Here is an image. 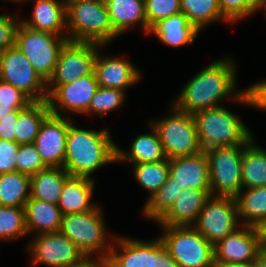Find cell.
<instances>
[{
    "instance_id": "obj_1",
    "label": "cell",
    "mask_w": 266,
    "mask_h": 267,
    "mask_svg": "<svg viewBox=\"0 0 266 267\" xmlns=\"http://www.w3.org/2000/svg\"><path fill=\"white\" fill-rule=\"evenodd\" d=\"M236 76L235 60L230 57L219 58L194 75L171 104L192 115L201 110L222 106L221 101L229 97V100L233 99L247 106L249 104L244 89L236 90Z\"/></svg>"
},
{
    "instance_id": "obj_2",
    "label": "cell",
    "mask_w": 266,
    "mask_h": 267,
    "mask_svg": "<svg viewBox=\"0 0 266 267\" xmlns=\"http://www.w3.org/2000/svg\"><path fill=\"white\" fill-rule=\"evenodd\" d=\"M108 163H116V144L108 128L80 129L72 121L65 145L63 168L66 172L70 176L94 180L91 174Z\"/></svg>"
},
{
    "instance_id": "obj_3",
    "label": "cell",
    "mask_w": 266,
    "mask_h": 267,
    "mask_svg": "<svg viewBox=\"0 0 266 267\" xmlns=\"http://www.w3.org/2000/svg\"><path fill=\"white\" fill-rule=\"evenodd\" d=\"M66 28L70 41L106 46L119 37L111 24L105 0H66Z\"/></svg>"
},
{
    "instance_id": "obj_4",
    "label": "cell",
    "mask_w": 266,
    "mask_h": 267,
    "mask_svg": "<svg viewBox=\"0 0 266 267\" xmlns=\"http://www.w3.org/2000/svg\"><path fill=\"white\" fill-rule=\"evenodd\" d=\"M193 117L202 151L216 147L246 145L254 136L240 117L225 106L198 111Z\"/></svg>"
},
{
    "instance_id": "obj_5",
    "label": "cell",
    "mask_w": 266,
    "mask_h": 267,
    "mask_svg": "<svg viewBox=\"0 0 266 267\" xmlns=\"http://www.w3.org/2000/svg\"><path fill=\"white\" fill-rule=\"evenodd\" d=\"M101 206L84 213L62 215L59 232L73 242L85 256L107 259L113 239L107 238ZM110 243H109V242Z\"/></svg>"
},
{
    "instance_id": "obj_6",
    "label": "cell",
    "mask_w": 266,
    "mask_h": 267,
    "mask_svg": "<svg viewBox=\"0 0 266 267\" xmlns=\"http://www.w3.org/2000/svg\"><path fill=\"white\" fill-rule=\"evenodd\" d=\"M168 116L150 120L157 131L167 159L193 156L202 151L192 114L178 110L173 104Z\"/></svg>"
},
{
    "instance_id": "obj_7",
    "label": "cell",
    "mask_w": 266,
    "mask_h": 267,
    "mask_svg": "<svg viewBox=\"0 0 266 267\" xmlns=\"http://www.w3.org/2000/svg\"><path fill=\"white\" fill-rule=\"evenodd\" d=\"M160 228L159 238L179 267L214 266V246L193 226Z\"/></svg>"
},
{
    "instance_id": "obj_8",
    "label": "cell",
    "mask_w": 266,
    "mask_h": 267,
    "mask_svg": "<svg viewBox=\"0 0 266 267\" xmlns=\"http://www.w3.org/2000/svg\"><path fill=\"white\" fill-rule=\"evenodd\" d=\"M67 41V36L36 31L21 22L15 36V45L46 82L52 77L60 51Z\"/></svg>"
},
{
    "instance_id": "obj_9",
    "label": "cell",
    "mask_w": 266,
    "mask_h": 267,
    "mask_svg": "<svg viewBox=\"0 0 266 267\" xmlns=\"http://www.w3.org/2000/svg\"><path fill=\"white\" fill-rule=\"evenodd\" d=\"M245 145L224 146L206 152L211 196L235 198L243 189L242 154Z\"/></svg>"
},
{
    "instance_id": "obj_10",
    "label": "cell",
    "mask_w": 266,
    "mask_h": 267,
    "mask_svg": "<svg viewBox=\"0 0 266 267\" xmlns=\"http://www.w3.org/2000/svg\"><path fill=\"white\" fill-rule=\"evenodd\" d=\"M0 79L20 90L32 102L48 99L47 82L16 45L2 52Z\"/></svg>"
},
{
    "instance_id": "obj_11",
    "label": "cell",
    "mask_w": 266,
    "mask_h": 267,
    "mask_svg": "<svg viewBox=\"0 0 266 267\" xmlns=\"http://www.w3.org/2000/svg\"><path fill=\"white\" fill-rule=\"evenodd\" d=\"M240 225L236 199L211 196L193 227L214 246Z\"/></svg>"
},
{
    "instance_id": "obj_12",
    "label": "cell",
    "mask_w": 266,
    "mask_h": 267,
    "mask_svg": "<svg viewBox=\"0 0 266 267\" xmlns=\"http://www.w3.org/2000/svg\"><path fill=\"white\" fill-rule=\"evenodd\" d=\"M97 89L98 82L95 72L69 84H47V101L50 112L69 118L71 112L84 115L89 109L91 99ZM66 114L69 115L66 116Z\"/></svg>"
},
{
    "instance_id": "obj_13",
    "label": "cell",
    "mask_w": 266,
    "mask_h": 267,
    "mask_svg": "<svg viewBox=\"0 0 266 267\" xmlns=\"http://www.w3.org/2000/svg\"><path fill=\"white\" fill-rule=\"evenodd\" d=\"M103 45L68 40L62 47L55 71L47 84H69L94 72L96 56Z\"/></svg>"
},
{
    "instance_id": "obj_14",
    "label": "cell",
    "mask_w": 266,
    "mask_h": 267,
    "mask_svg": "<svg viewBox=\"0 0 266 267\" xmlns=\"http://www.w3.org/2000/svg\"><path fill=\"white\" fill-rule=\"evenodd\" d=\"M28 244L31 263L62 267L79 262L85 254L60 232L34 235Z\"/></svg>"
},
{
    "instance_id": "obj_15",
    "label": "cell",
    "mask_w": 266,
    "mask_h": 267,
    "mask_svg": "<svg viewBox=\"0 0 266 267\" xmlns=\"http://www.w3.org/2000/svg\"><path fill=\"white\" fill-rule=\"evenodd\" d=\"M261 252L258 228L241 224L214 245V263L252 264Z\"/></svg>"
},
{
    "instance_id": "obj_16",
    "label": "cell",
    "mask_w": 266,
    "mask_h": 267,
    "mask_svg": "<svg viewBox=\"0 0 266 267\" xmlns=\"http://www.w3.org/2000/svg\"><path fill=\"white\" fill-rule=\"evenodd\" d=\"M112 238L114 243L106 259L112 266L159 267V237L149 241L117 235Z\"/></svg>"
},
{
    "instance_id": "obj_17",
    "label": "cell",
    "mask_w": 266,
    "mask_h": 267,
    "mask_svg": "<svg viewBox=\"0 0 266 267\" xmlns=\"http://www.w3.org/2000/svg\"><path fill=\"white\" fill-rule=\"evenodd\" d=\"M71 117L50 113L43 121L34 145L47 167H63L66 137Z\"/></svg>"
},
{
    "instance_id": "obj_18",
    "label": "cell",
    "mask_w": 266,
    "mask_h": 267,
    "mask_svg": "<svg viewBox=\"0 0 266 267\" xmlns=\"http://www.w3.org/2000/svg\"><path fill=\"white\" fill-rule=\"evenodd\" d=\"M99 50L95 63L94 72L98 87H107L127 91L141 80V73L129 59L123 57L102 56ZM138 68V69H137Z\"/></svg>"
},
{
    "instance_id": "obj_19",
    "label": "cell",
    "mask_w": 266,
    "mask_h": 267,
    "mask_svg": "<svg viewBox=\"0 0 266 267\" xmlns=\"http://www.w3.org/2000/svg\"><path fill=\"white\" fill-rule=\"evenodd\" d=\"M169 176L184 189H210V172L205 151L169 160Z\"/></svg>"
},
{
    "instance_id": "obj_20",
    "label": "cell",
    "mask_w": 266,
    "mask_h": 267,
    "mask_svg": "<svg viewBox=\"0 0 266 267\" xmlns=\"http://www.w3.org/2000/svg\"><path fill=\"white\" fill-rule=\"evenodd\" d=\"M210 197V189H184L172 208L157 224L160 227L193 226Z\"/></svg>"
},
{
    "instance_id": "obj_21",
    "label": "cell",
    "mask_w": 266,
    "mask_h": 267,
    "mask_svg": "<svg viewBox=\"0 0 266 267\" xmlns=\"http://www.w3.org/2000/svg\"><path fill=\"white\" fill-rule=\"evenodd\" d=\"M30 20L21 19L26 27L58 36H67L66 0H34Z\"/></svg>"
},
{
    "instance_id": "obj_22",
    "label": "cell",
    "mask_w": 266,
    "mask_h": 267,
    "mask_svg": "<svg viewBox=\"0 0 266 267\" xmlns=\"http://www.w3.org/2000/svg\"><path fill=\"white\" fill-rule=\"evenodd\" d=\"M95 180L70 176L63 185L57 206L62 215L94 210L98 204L91 202Z\"/></svg>"
},
{
    "instance_id": "obj_23",
    "label": "cell",
    "mask_w": 266,
    "mask_h": 267,
    "mask_svg": "<svg viewBox=\"0 0 266 267\" xmlns=\"http://www.w3.org/2000/svg\"><path fill=\"white\" fill-rule=\"evenodd\" d=\"M151 133L140 134L133 139L128 151L116 145V162L141 164L166 160V155L157 131L149 123Z\"/></svg>"
},
{
    "instance_id": "obj_24",
    "label": "cell",
    "mask_w": 266,
    "mask_h": 267,
    "mask_svg": "<svg viewBox=\"0 0 266 267\" xmlns=\"http://www.w3.org/2000/svg\"><path fill=\"white\" fill-rule=\"evenodd\" d=\"M114 31L120 36L140 24L148 34L145 0H105Z\"/></svg>"
},
{
    "instance_id": "obj_25",
    "label": "cell",
    "mask_w": 266,
    "mask_h": 267,
    "mask_svg": "<svg viewBox=\"0 0 266 267\" xmlns=\"http://www.w3.org/2000/svg\"><path fill=\"white\" fill-rule=\"evenodd\" d=\"M199 30L190 24L183 13H179L156 23L149 34H154L161 43L171 47L193 44Z\"/></svg>"
},
{
    "instance_id": "obj_26",
    "label": "cell",
    "mask_w": 266,
    "mask_h": 267,
    "mask_svg": "<svg viewBox=\"0 0 266 267\" xmlns=\"http://www.w3.org/2000/svg\"><path fill=\"white\" fill-rule=\"evenodd\" d=\"M24 211L28 235L59 232L62 214L56 204L30 197Z\"/></svg>"
},
{
    "instance_id": "obj_27",
    "label": "cell",
    "mask_w": 266,
    "mask_h": 267,
    "mask_svg": "<svg viewBox=\"0 0 266 267\" xmlns=\"http://www.w3.org/2000/svg\"><path fill=\"white\" fill-rule=\"evenodd\" d=\"M69 177L63 167H47L31 175L30 197L57 205L63 185Z\"/></svg>"
},
{
    "instance_id": "obj_28",
    "label": "cell",
    "mask_w": 266,
    "mask_h": 267,
    "mask_svg": "<svg viewBox=\"0 0 266 267\" xmlns=\"http://www.w3.org/2000/svg\"><path fill=\"white\" fill-rule=\"evenodd\" d=\"M235 199L240 224L258 228L266 221V186L242 189Z\"/></svg>"
},
{
    "instance_id": "obj_29",
    "label": "cell",
    "mask_w": 266,
    "mask_h": 267,
    "mask_svg": "<svg viewBox=\"0 0 266 267\" xmlns=\"http://www.w3.org/2000/svg\"><path fill=\"white\" fill-rule=\"evenodd\" d=\"M252 138L242 154V184L243 189L266 186V150L256 145Z\"/></svg>"
},
{
    "instance_id": "obj_30",
    "label": "cell",
    "mask_w": 266,
    "mask_h": 267,
    "mask_svg": "<svg viewBox=\"0 0 266 267\" xmlns=\"http://www.w3.org/2000/svg\"><path fill=\"white\" fill-rule=\"evenodd\" d=\"M48 101L32 102L26 108L19 110L16 122L15 142L32 144L44 119L50 114Z\"/></svg>"
},
{
    "instance_id": "obj_31",
    "label": "cell",
    "mask_w": 266,
    "mask_h": 267,
    "mask_svg": "<svg viewBox=\"0 0 266 267\" xmlns=\"http://www.w3.org/2000/svg\"><path fill=\"white\" fill-rule=\"evenodd\" d=\"M30 192V175L18 171L0 174V206L24 208Z\"/></svg>"
},
{
    "instance_id": "obj_32",
    "label": "cell",
    "mask_w": 266,
    "mask_h": 267,
    "mask_svg": "<svg viewBox=\"0 0 266 267\" xmlns=\"http://www.w3.org/2000/svg\"><path fill=\"white\" fill-rule=\"evenodd\" d=\"M183 188L168 176L166 182L144 204L143 216L157 223L174 205Z\"/></svg>"
},
{
    "instance_id": "obj_33",
    "label": "cell",
    "mask_w": 266,
    "mask_h": 267,
    "mask_svg": "<svg viewBox=\"0 0 266 267\" xmlns=\"http://www.w3.org/2000/svg\"><path fill=\"white\" fill-rule=\"evenodd\" d=\"M181 13H183L190 24L201 31L207 24L227 20L222 16L219 0H180Z\"/></svg>"
},
{
    "instance_id": "obj_34",
    "label": "cell",
    "mask_w": 266,
    "mask_h": 267,
    "mask_svg": "<svg viewBox=\"0 0 266 267\" xmlns=\"http://www.w3.org/2000/svg\"><path fill=\"white\" fill-rule=\"evenodd\" d=\"M133 175L136 182L149 192L151 197L166 182L169 176V159L159 162L133 164Z\"/></svg>"
},
{
    "instance_id": "obj_35",
    "label": "cell",
    "mask_w": 266,
    "mask_h": 267,
    "mask_svg": "<svg viewBox=\"0 0 266 267\" xmlns=\"http://www.w3.org/2000/svg\"><path fill=\"white\" fill-rule=\"evenodd\" d=\"M25 235L28 232L24 208L0 206V241H15Z\"/></svg>"
},
{
    "instance_id": "obj_36",
    "label": "cell",
    "mask_w": 266,
    "mask_h": 267,
    "mask_svg": "<svg viewBox=\"0 0 266 267\" xmlns=\"http://www.w3.org/2000/svg\"><path fill=\"white\" fill-rule=\"evenodd\" d=\"M126 92L123 90L98 87L91 99L86 115L94 114L104 117L105 114L118 109L126 101Z\"/></svg>"
},
{
    "instance_id": "obj_37",
    "label": "cell",
    "mask_w": 266,
    "mask_h": 267,
    "mask_svg": "<svg viewBox=\"0 0 266 267\" xmlns=\"http://www.w3.org/2000/svg\"><path fill=\"white\" fill-rule=\"evenodd\" d=\"M145 12L150 29L159 21L181 13L180 0H145Z\"/></svg>"
},
{
    "instance_id": "obj_38",
    "label": "cell",
    "mask_w": 266,
    "mask_h": 267,
    "mask_svg": "<svg viewBox=\"0 0 266 267\" xmlns=\"http://www.w3.org/2000/svg\"><path fill=\"white\" fill-rule=\"evenodd\" d=\"M219 4L222 16L231 24L257 13L259 0H219Z\"/></svg>"
},
{
    "instance_id": "obj_39",
    "label": "cell",
    "mask_w": 266,
    "mask_h": 267,
    "mask_svg": "<svg viewBox=\"0 0 266 267\" xmlns=\"http://www.w3.org/2000/svg\"><path fill=\"white\" fill-rule=\"evenodd\" d=\"M16 156L17 171L20 173L31 176L47 168L33 143L20 145Z\"/></svg>"
},
{
    "instance_id": "obj_40",
    "label": "cell",
    "mask_w": 266,
    "mask_h": 267,
    "mask_svg": "<svg viewBox=\"0 0 266 267\" xmlns=\"http://www.w3.org/2000/svg\"><path fill=\"white\" fill-rule=\"evenodd\" d=\"M32 101L13 85L0 79V107L22 110Z\"/></svg>"
},
{
    "instance_id": "obj_41",
    "label": "cell",
    "mask_w": 266,
    "mask_h": 267,
    "mask_svg": "<svg viewBox=\"0 0 266 267\" xmlns=\"http://www.w3.org/2000/svg\"><path fill=\"white\" fill-rule=\"evenodd\" d=\"M20 18L14 15L0 14V51L3 52L15 45L16 30Z\"/></svg>"
},
{
    "instance_id": "obj_42",
    "label": "cell",
    "mask_w": 266,
    "mask_h": 267,
    "mask_svg": "<svg viewBox=\"0 0 266 267\" xmlns=\"http://www.w3.org/2000/svg\"><path fill=\"white\" fill-rule=\"evenodd\" d=\"M20 144L0 139V174L17 171L16 154Z\"/></svg>"
},
{
    "instance_id": "obj_43",
    "label": "cell",
    "mask_w": 266,
    "mask_h": 267,
    "mask_svg": "<svg viewBox=\"0 0 266 267\" xmlns=\"http://www.w3.org/2000/svg\"><path fill=\"white\" fill-rule=\"evenodd\" d=\"M248 107L258 108L266 112V80L248 86L244 90Z\"/></svg>"
},
{
    "instance_id": "obj_44",
    "label": "cell",
    "mask_w": 266,
    "mask_h": 267,
    "mask_svg": "<svg viewBox=\"0 0 266 267\" xmlns=\"http://www.w3.org/2000/svg\"><path fill=\"white\" fill-rule=\"evenodd\" d=\"M19 110L0 117V139L7 141H15L16 122Z\"/></svg>"
},
{
    "instance_id": "obj_45",
    "label": "cell",
    "mask_w": 266,
    "mask_h": 267,
    "mask_svg": "<svg viewBox=\"0 0 266 267\" xmlns=\"http://www.w3.org/2000/svg\"><path fill=\"white\" fill-rule=\"evenodd\" d=\"M159 267H179L176 261L169 255L159 238Z\"/></svg>"
},
{
    "instance_id": "obj_46",
    "label": "cell",
    "mask_w": 266,
    "mask_h": 267,
    "mask_svg": "<svg viewBox=\"0 0 266 267\" xmlns=\"http://www.w3.org/2000/svg\"><path fill=\"white\" fill-rule=\"evenodd\" d=\"M102 260L103 259L95 256L94 258L93 256H85L77 263L65 265L62 267H99V264Z\"/></svg>"
},
{
    "instance_id": "obj_47",
    "label": "cell",
    "mask_w": 266,
    "mask_h": 267,
    "mask_svg": "<svg viewBox=\"0 0 266 267\" xmlns=\"http://www.w3.org/2000/svg\"><path fill=\"white\" fill-rule=\"evenodd\" d=\"M260 233L261 251L266 253V221L258 227Z\"/></svg>"
},
{
    "instance_id": "obj_48",
    "label": "cell",
    "mask_w": 266,
    "mask_h": 267,
    "mask_svg": "<svg viewBox=\"0 0 266 267\" xmlns=\"http://www.w3.org/2000/svg\"><path fill=\"white\" fill-rule=\"evenodd\" d=\"M252 267H266V253L261 252L252 263Z\"/></svg>"
},
{
    "instance_id": "obj_49",
    "label": "cell",
    "mask_w": 266,
    "mask_h": 267,
    "mask_svg": "<svg viewBox=\"0 0 266 267\" xmlns=\"http://www.w3.org/2000/svg\"><path fill=\"white\" fill-rule=\"evenodd\" d=\"M213 267H252V264L214 263V266Z\"/></svg>"
},
{
    "instance_id": "obj_50",
    "label": "cell",
    "mask_w": 266,
    "mask_h": 267,
    "mask_svg": "<svg viewBox=\"0 0 266 267\" xmlns=\"http://www.w3.org/2000/svg\"><path fill=\"white\" fill-rule=\"evenodd\" d=\"M15 110H16L15 108L0 107V117L7 116L8 114L14 112Z\"/></svg>"
},
{
    "instance_id": "obj_51",
    "label": "cell",
    "mask_w": 266,
    "mask_h": 267,
    "mask_svg": "<svg viewBox=\"0 0 266 267\" xmlns=\"http://www.w3.org/2000/svg\"><path fill=\"white\" fill-rule=\"evenodd\" d=\"M264 9L266 15V0H259L258 11Z\"/></svg>"
},
{
    "instance_id": "obj_52",
    "label": "cell",
    "mask_w": 266,
    "mask_h": 267,
    "mask_svg": "<svg viewBox=\"0 0 266 267\" xmlns=\"http://www.w3.org/2000/svg\"><path fill=\"white\" fill-rule=\"evenodd\" d=\"M99 267H114V266H112L106 259H103L100 262Z\"/></svg>"
},
{
    "instance_id": "obj_53",
    "label": "cell",
    "mask_w": 266,
    "mask_h": 267,
    "mask_svg": "<svg viewBox=\"0 0 266 267\" xmlns=\"http://www.w3.org/2000/svg\"><path fill=\"white\" fill-rule=\"evenodd\" d=\"M9 1H11V2H21V3H23L24 1L26 2V1H30V0H9Z\"/></svg>"
},
{
    "instance_id": "obj_54",
    "label": "cell",
    "mask_w": 266,
    "mask_h": 267,
    "mask_svg": "<svg viewBox=\"0 0 266 267\" xmlns=\"http://www.w3.org/2000/svg\"><path fill=\"white\" fill-rule=\"evenodd\" d=\"M1 56H2V52L0 51V68H1Z\"/></svg>"
}]
</instances>
